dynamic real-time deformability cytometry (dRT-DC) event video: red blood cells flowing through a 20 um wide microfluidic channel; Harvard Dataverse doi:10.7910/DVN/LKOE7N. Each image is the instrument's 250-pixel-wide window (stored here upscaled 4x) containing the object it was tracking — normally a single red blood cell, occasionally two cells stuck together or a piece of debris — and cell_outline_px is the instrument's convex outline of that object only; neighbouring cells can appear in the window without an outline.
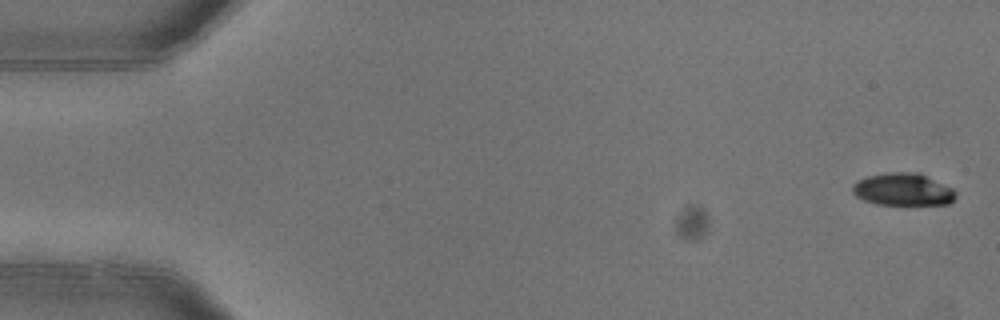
{"species": "common noctule bat (a hibernating species)", "species_latin": "Nyctalus noctula", "temperature_condition": "warm", "stored_images_in_passage": 3, "camera_frame_rate_fps": 3000, "um_per_image_px": 0.085, "animal": {"sex": "female"}, "frame": {"image": 1, "passage_image": 1, "time_ms": 0.0, "image_size_px": [1000, 320], "cell_outline_px": [[956, 196], [948, 204], [876, 204], [864, 200], [856, 196], [852, 192], [852, 184], [856, 180], [868, 176], [888, 172], [920, 172], [952, 188], [956, 192]], "centroid_in_image_um": [76.73, 16.09], "position_along_channel_um": 8.3, "area_um2": 19.54}}